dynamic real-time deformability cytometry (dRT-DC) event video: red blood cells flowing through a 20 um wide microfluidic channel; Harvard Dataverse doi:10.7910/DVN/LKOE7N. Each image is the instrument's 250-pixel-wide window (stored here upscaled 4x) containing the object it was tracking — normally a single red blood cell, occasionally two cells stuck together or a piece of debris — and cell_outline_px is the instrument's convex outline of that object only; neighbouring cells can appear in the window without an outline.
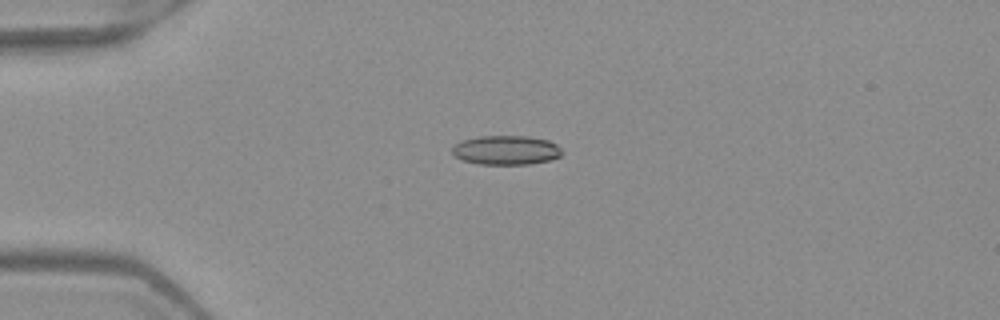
{"species": "Egyptian fruit bat (a non-hibernating species)", "species_latin": "Rousettus aegyptiacus", "temperature_condition": "warm", "stored_images_in_passage": 4, "camera_frame_rate_fps": 3000, "um_per_image_px": 0.085, "frame": {"image": 1, "passage_image": 3, "time_ms": 0.667, "image_size_px": [1000, 320], "cell_outline_px": [[564, 152], [560, 156], [548, 160], [528, 164], [480, 164], [464, 160], [456, 156], [452, 152], [452, 148], [456, 144], [464, 140], [480, 136], [528, 136], [548, 140], [556, 144]], "centroid_in_image_um": [43.05, 12.75], "position_along_channel_um": 41.9, "area_um2": 18.5}}